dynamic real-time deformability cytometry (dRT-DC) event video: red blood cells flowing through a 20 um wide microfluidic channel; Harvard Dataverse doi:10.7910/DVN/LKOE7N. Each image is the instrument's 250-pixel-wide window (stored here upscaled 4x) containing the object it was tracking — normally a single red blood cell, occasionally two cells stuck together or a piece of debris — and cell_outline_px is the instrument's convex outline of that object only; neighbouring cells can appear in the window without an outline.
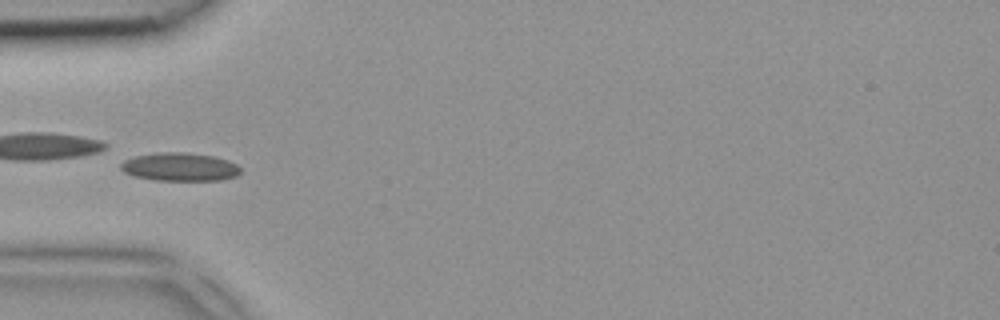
{"species": "common noctule bat (a hibernating species)", "species_latin": "Nyctalus noctula", "temperature_condition": "room temperature", "stored_images_in_passage": 4, "camera_frame_rate_fps": 3000, "um_per_image_px": 0.085, "animal": {"sex": "female", "body_mass_g": 18.4}, "frame": {"image": 1, "passage_image": 3, "time_ms": 0.667, "image_size_px": [1000, 320], "cell_outline_px": [[240, 172], [236, 176], [220, 180], [156, 180], [132, 176], [124, 172], [120, 168], [120, 164], [124, 160], [136, 156], [156, 152], [184, 152], [216, 156], [228, 160], [236, 164], [240, 168]], "centroid_in_image_um": [15.27, 14.18], "position_along_channel_um": 69.7, "area_um2": 19.83}}